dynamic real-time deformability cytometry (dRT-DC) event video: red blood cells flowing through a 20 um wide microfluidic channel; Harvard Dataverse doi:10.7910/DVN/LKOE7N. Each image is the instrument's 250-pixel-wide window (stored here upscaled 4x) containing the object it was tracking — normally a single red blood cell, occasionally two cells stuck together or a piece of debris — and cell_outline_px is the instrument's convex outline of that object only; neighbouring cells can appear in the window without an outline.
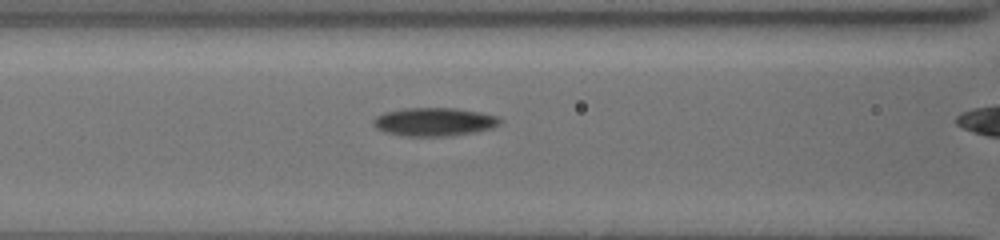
{"species": "common noctule bat (a hibernating species)", "species_latin": "Nyctalus noctula", "temperature_condition": "cold", "stored_images_in_passage": 19, "camera_frame_rate_fps": 3000, "um_per_image_px": 0.085, "animal": {"sex": "female", "body_mass_g": 19.5, "forearm_length_mm": 54.1}, "frame": {"image": 1, "passage_image": 3, "time_ms": 0.667, "image_size_px": [1000, 240], "cell_outline_px": [[500, 124], [492, 128], [452, 136], [404, 136], [384, 132], [376, 128], [372, 124], [372, 120], [376, 116], [384, 112], [404, 108], [456, 108], [480, 112], [500, 116]], "centroid_in_image_um": [36.89, 10.35], "position_along_channel_um": 129.7, "area_um2": 21.1}}
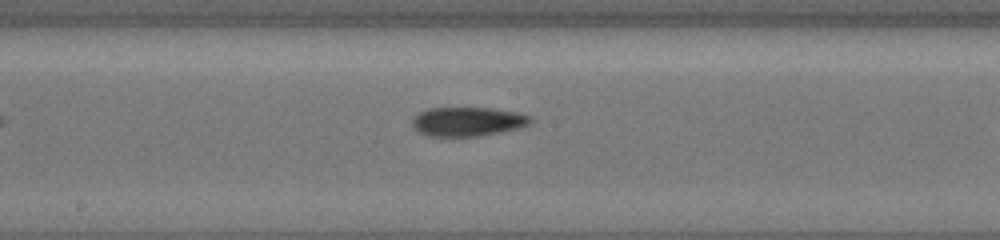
{"frame": {"image": 2, "passage_image": 9, "time_ms": 2.667, "image_size_px": [1000, 240], "cell_outline_px": [[532, 120], [528, 124], [520, 128], [500, 132], [476, 136], [428, 136], [420, 132], [412, 124], [412, 116], [428, 108], [492, 108], [516, 112], [532, 116]], "centroid_in_image_um": [39.75, 10.33], "position_along_channel_um": 208.4, "area_um2": 20.0}}
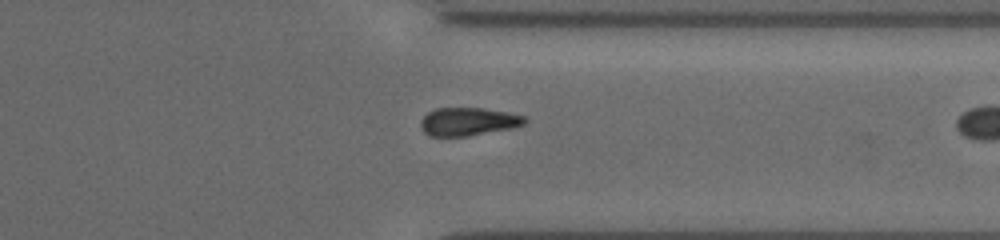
{"frame": {"image": 3, "passage_image": 18, "time_ms": 5.667, "image_size_px": [1000, 240], "cell_outline_px": [[528, 120], [524, 124], [512, 128], [468, 136], [428, 136], [420, 128], [420, 120], [428, 112], [436, 108], [484, 108], [524, 116]], "centroid_in_image_um": [39.76, 10.34], "position_along_channel_um": 371.6, "area_um2": 17.05}}